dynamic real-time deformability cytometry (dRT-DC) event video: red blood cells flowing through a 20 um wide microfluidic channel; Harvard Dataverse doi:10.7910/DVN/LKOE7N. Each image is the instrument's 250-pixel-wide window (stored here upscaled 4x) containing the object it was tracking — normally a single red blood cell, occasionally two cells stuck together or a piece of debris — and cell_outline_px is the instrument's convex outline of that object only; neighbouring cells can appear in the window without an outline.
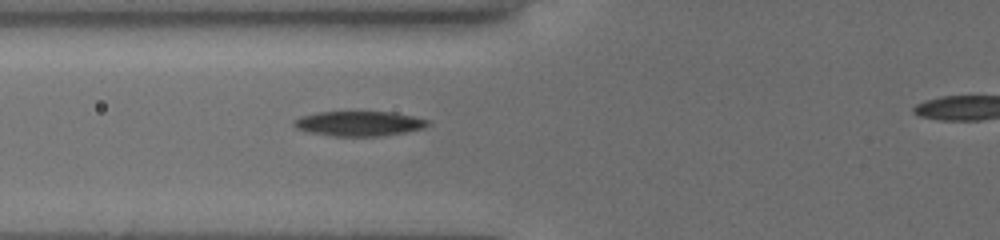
{"species": "common noctule bat (a hibernating species)", "species_latin": "Nyctalus noctula", "temperature_condition": "cold", "stored_images_in_passage": 7, "camera_frame_rate_fps": 3000, "um_per_image_px": 0.085, "animal": {"sex": "female", "body_mass_g": 19.5, "forearm_length_mm": 54.1}, "frame": {"image": 1, "passage_image": 3, "time_ms": 2.0, "image_size_px": [1000, 240], "cell_outline_px": [[432, 124], [424, 128], [404, 132], [380, 136], [336, 136], [308, 132], [296, 128], [292, 124], [292, 120], [300, 116], [316, 112], [392, 112], [432, 120]], "centroid_in_image_um": [30.53, 10.5], "position_along_channel_um": 95.3, "area_um2": 19.54}}
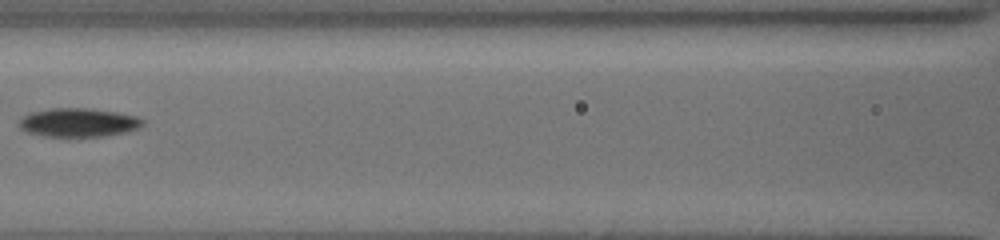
{"frame": {"image": 2, "passage_image": 5, "time_ms": 3.667, "image_size_px": [1000, 240], "cell_outline_px": [[144, 124], [136, 128], [124, 132], [104, 136], [44, 136], [28, 132], [20, 128], [20, 120], [24, 116], [32, 112], [52, 108], [88, 108], [116, 112], [136, 116], [144, 120]], "centroid_in_image_um": [6.67, 10.41], "position_along_channel_um": 159.9, "area_um2": 20.35}}
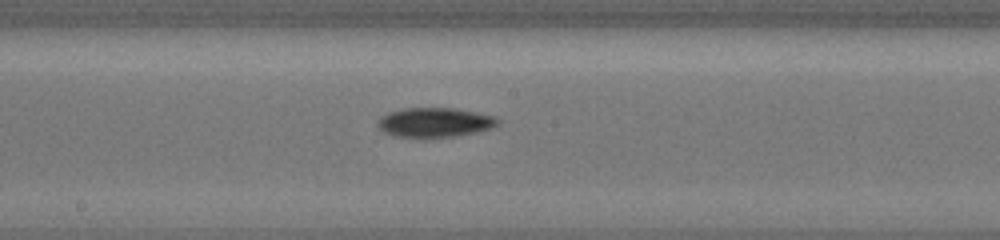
{"frame": {"image": 3, "passage_image": 7, "time_ms": 5.0, "image_size_px": [1000, 240], "cell_outline_px": [[500, 124], [492, 128], [480, 132], [424, 140], [420, 140], [396, 136], [384, 132], [376, 124], [380, 116], [388, 112], [404, 108], [452, 108], [476, 112], [496, 116], [500, 120]], "centroid_in_image_um": [36.95, 10.44], "position_along_channel_um": 211.2, "area_um2": 21.39}}